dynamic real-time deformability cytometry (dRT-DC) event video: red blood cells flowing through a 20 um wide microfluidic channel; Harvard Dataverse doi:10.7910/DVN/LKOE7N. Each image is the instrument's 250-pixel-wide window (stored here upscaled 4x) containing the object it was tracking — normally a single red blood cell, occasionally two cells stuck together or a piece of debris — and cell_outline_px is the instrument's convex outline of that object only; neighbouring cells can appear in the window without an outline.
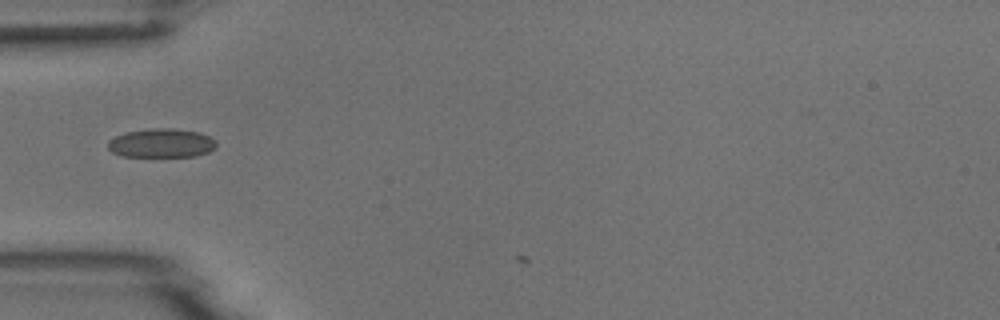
{"species": "common noctule bat (a hibernating species)", "species_latin": "Nyctalus noctula", "temperature_condition": "room temperature", "stored_images_in_passage": 1, "camera_frame_rate_fps": 3000, "um_per_image_px": 0.085, "animal": {"sex": "male", "body_mass_g": 18.8}, "frame": {"image": 1, "passage_image": 1, "time_ms": 0.0, "image_size_px": [1000, 320], "cell_outline_px": [[216, 148], [208, 152], [196, 156], [120, 156], [112, 152], [108, 148], [108, 140], [124, 132], [152, 128], [172, 128], [200, 132], [216, 140]], "centroid_in_image_um": [13.72, 12.16], "position_along_channel_um": 71.3, "area_um2": 18.38}}